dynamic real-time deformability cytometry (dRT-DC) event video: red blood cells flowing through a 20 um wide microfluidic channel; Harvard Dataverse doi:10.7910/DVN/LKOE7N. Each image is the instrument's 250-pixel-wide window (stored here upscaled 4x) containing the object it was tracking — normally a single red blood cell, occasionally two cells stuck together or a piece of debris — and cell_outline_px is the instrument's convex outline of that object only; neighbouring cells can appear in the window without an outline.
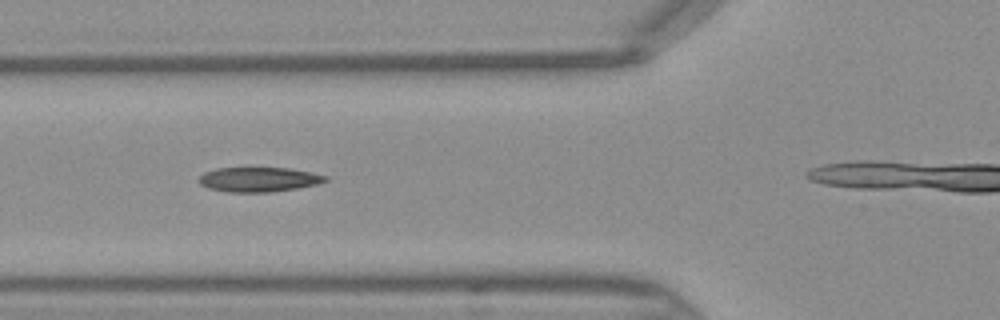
{"species": "Egyptian fruit bat (a non-hibernating species)", "species_latin": "Rousettus aegyptiacus", "temperature_condition": "warm", "stored_images_in_passage": 10, "camera_frame_rate_fps": 3000, "um_per_image_px": 0.085, "frame": {"image": 1, "passage_image": 4, "time_ms": 1.0, "image_size_px": [1000, 320], "cell_outline_px": [[328, 180], [316, 184], [296, 188], [272, 192], [228, 192], [208, 188], [200, 184], [196, 180], [204, 172], [216, 168], [288, 168], [328, 176]], "centroid_in_image_um": [21.94, 15.26], "position_along_channel_um": 103.9, "area_um2": 18.09}}
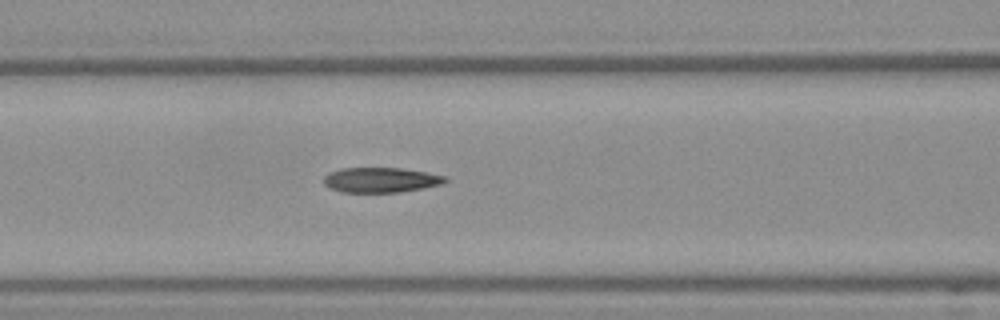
{"frame": {"image": 2, "passage_image": 6, "time_ms": 1.667, "image_size_px": [1000, 320], "cell_outline_px": [[448, 180], [440, 184], [424, 188], [400, 192], [344, 192], [328, 188], [324, 184], [324, 176], [328, 172], [340, 168], [400, 168], [424, 172], [444, 176]], "centroid_in_image_um": [32.31, 15.29], "position_along_channel_um": 134.3, "area_um2": 17.63}}
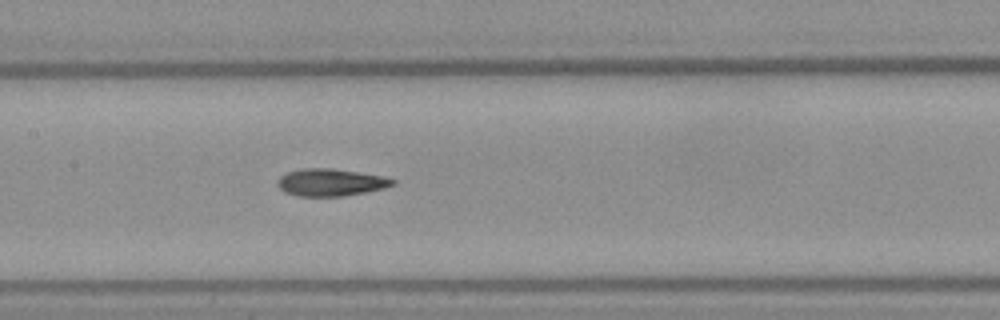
{"frame": {"image": 3, "passage_image": 9, "time_ms": 2.667, "image_size_px": [1000, 320], "cell_outline_px": [[396, 184], [384, 188], [364, 192], [340, 196], [300, 196], [284, 192], [276, 184], [276, 180], [280, 176], [288, 172], [304, 168], [332, 168], [384, 176], [396, 180]], "centroid_in_image_um": [28.1, 15.49], "position_along_channel_um": 179.3, "area_um2": 18.26}}